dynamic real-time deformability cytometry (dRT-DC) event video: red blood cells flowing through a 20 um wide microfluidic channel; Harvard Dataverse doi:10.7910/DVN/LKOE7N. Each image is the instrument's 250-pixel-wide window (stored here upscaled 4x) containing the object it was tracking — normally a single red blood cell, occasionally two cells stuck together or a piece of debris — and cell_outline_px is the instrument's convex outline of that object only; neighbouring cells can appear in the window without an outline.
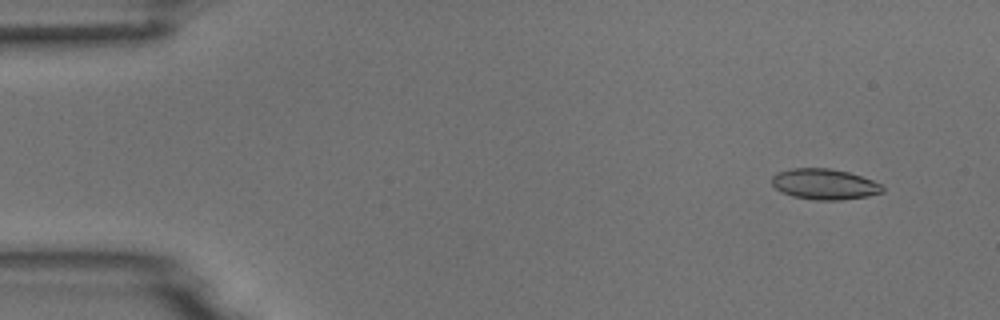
{"species": "common noctule bat (a hibernating species)", "species_latin": "Nyctalus noctula", "temperature_condition": "room temperature", "stored_images_in_passage": 12, "camera_frame_rate_fps": 3000, "um_per_image_px": 0.085, "animal": {"sex": "male", "body_mass_g": 18.8}, "frame": {"image": 1, "passage_image": 2, "time_ms": 0.333, "image_size_px": [1000, 320], "cell_outline_px": [[884, 192], [868, 196], [840, 200], [812, 200], [792, 196], [780, 192], [772, 184], [772, 176], [776, 172], [792, 168], [828, 168], [848, 172], [872, 180], [880, 184], [884, 188]], "centroid_in_image_um": [70.05, 15.66], "position_along_channel_um": 15.0, "area_um2": 19.88}}